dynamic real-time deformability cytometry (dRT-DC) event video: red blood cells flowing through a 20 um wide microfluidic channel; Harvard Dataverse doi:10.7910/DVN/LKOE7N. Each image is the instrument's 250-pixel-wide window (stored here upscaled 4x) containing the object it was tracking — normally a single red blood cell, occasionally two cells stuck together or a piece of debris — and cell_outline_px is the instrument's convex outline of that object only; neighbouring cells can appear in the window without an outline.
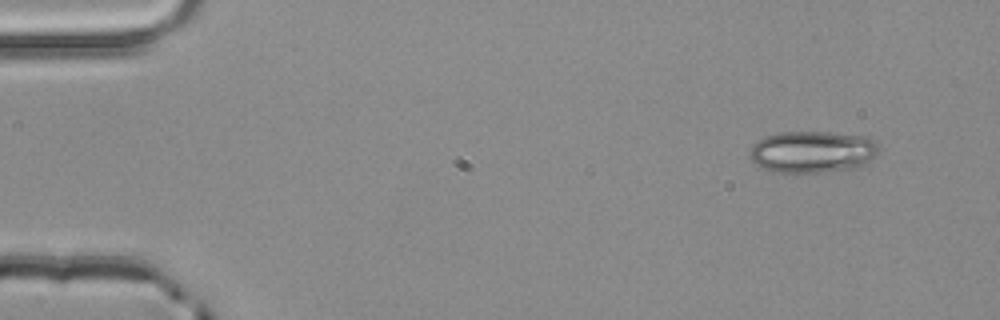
{"species": "common noctule bat (a hibernating species)", "species_latin": "Nyctalus noctula", "temperature_condition": "room temperature", "stored_images_in_passage": 3, "camera_frame_rate_fps": 3000, "um_per_image_px": 0.085, "animal": {"sex": "male", "body_mass_g": 20.4}, "frame": {"image": 1, "passage_image": 1, "time_ms": 0.0, "image_size_px": [1000, 320], "cell_outline_px": [[876, 152], [864, 164], [852, 168], [828, 172], [776, 172], [760, 168], [748, 156], [748, 152], [752, 144], [756, 140], [764, 136], [780, 132], [828, 132], [864, 136], [876, 140]], "centroid_in_image_um": [68.96, 12.9], "position_along_channel_um": 16.0, "area_um2": 31.44}}